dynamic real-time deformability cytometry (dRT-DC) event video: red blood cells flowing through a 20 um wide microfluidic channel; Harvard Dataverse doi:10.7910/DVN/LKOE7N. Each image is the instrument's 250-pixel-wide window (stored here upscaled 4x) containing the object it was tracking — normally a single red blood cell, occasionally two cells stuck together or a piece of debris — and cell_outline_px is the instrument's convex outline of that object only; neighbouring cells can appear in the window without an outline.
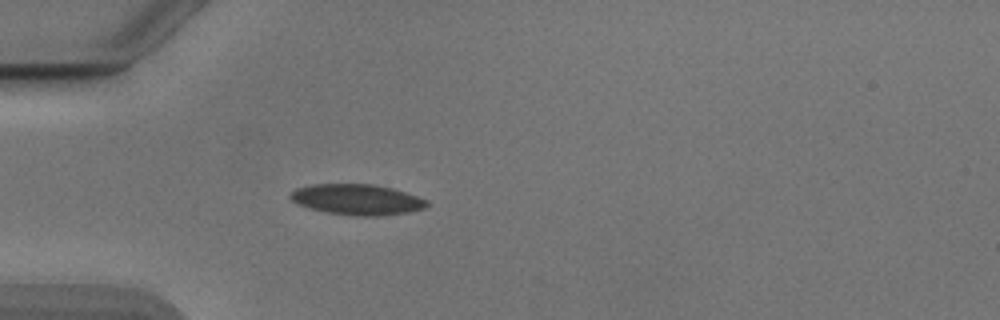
{"species": "Egyptian fruit bat (a non-hibernating species)", "species_latin": "Rousettus aegyptiacus", "temperature_condition": "cold", "stored_images_in_passage": 47, "camera_frame_rate_fps": 3000, "um_per_image_px": 0.085, "animal": {"sex": "male"}, "frame": {"image": 1, "passage_image": 10, "time_ms": 3.0, "image_size_px": [1000, 320], "cell_outline_px": [[428, 204], [424, 208], [408, 212], [384, 216], [356, 216], [328, 212], [308, 208], [296, 204], [288, 196], [296, 188], [312, 184], [372, 184], [392, 188], [428, 200]], "centroid_in_image_um": [30.33, 16.96], "position_along_channel_um": 54.7, "area_um2": 24.39}}
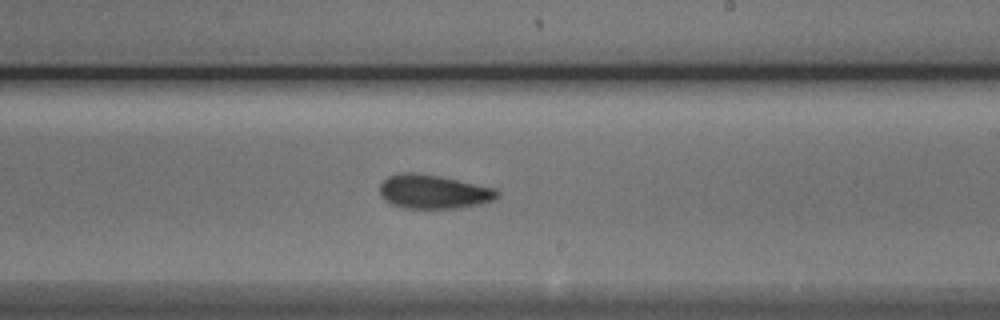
{"frame": {"image": 2, "passage_image": 26, "time_ms": 8.333, "image_size_px": [1000, 320], "cell_outline_px": [[500, 196], [484, 204], [456, 208], [404, 208], [392, 204], [384, 200], [380, 196], [380, 184], [388, 176], [400, 172], [416, 172], [440, 176], [496, 188], [500, 192]], "centroid_in_image_um": [36.86, 16.29], "position_along_channel_um": 252.1, "area_um2": 23.52}}
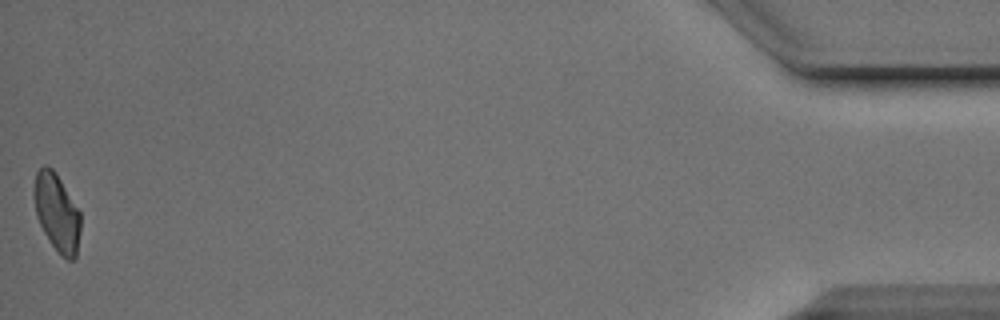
{"frame": {"image": 3, "passage_image": 47, "time_ms": 15.333, "image_size_px": [1000, 320], "cell_outline_px": [[80, 232], [76, 256], [72, 260], [68, 260], [60, 256], [44, 232], [36, 216], [32, 196], [32, 192], [36, 172], [44, 164], [48, 164], [52, 168], [60, 180], [80, 212]], "centroid_in_image_um": [4.8, 18.05], "position_along_channel_um": 430.4, "area_um2": 21.15}, "authors_computed_cell_mechanics": {"area_um2": 23.0044, "velocity_mm_per_s": 3.8857, "shape_relaxation_time_tau1_ms": 3.6255, "shape_relaxation_time_tau2_ms": 2.9485, "deformation_change_tau1": 0.1117, "deformation_change_tau2": 0.0871}}